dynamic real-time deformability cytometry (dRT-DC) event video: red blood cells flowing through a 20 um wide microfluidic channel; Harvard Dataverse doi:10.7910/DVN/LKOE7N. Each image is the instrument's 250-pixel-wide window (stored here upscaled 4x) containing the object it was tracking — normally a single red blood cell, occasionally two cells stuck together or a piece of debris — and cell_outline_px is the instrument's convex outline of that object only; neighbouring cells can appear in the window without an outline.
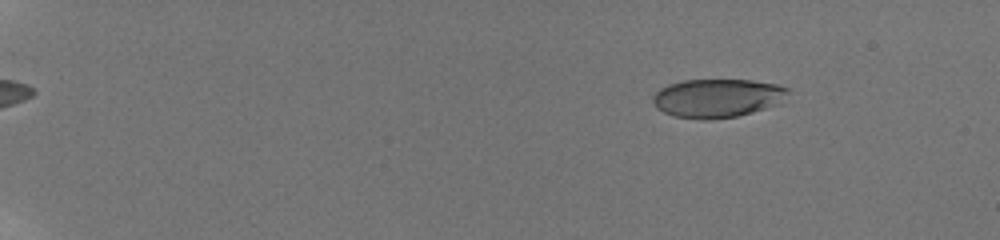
{"species": "human", "species_latin": "Homo sapiens", "temperature_condition": "room temperature", "stored_images_in_passage": 46, "camera_frame_rate_fps": 3000, "um_per_image_px": 0.085, "donor": {"sex": "male"}, "frame": {"image": 1, "passage_image": 9, "time_ms": 2.667, "image_size_px": [1000, 240], "cell_outline_px": [[788, 92], [780, 104], [752, 112], [736, 116], [712, 120], [700, 120], [672, 116], [656, 108], [652, 100], [652, 96], [660, 88], [668, 84], [684, 80], [752, 80], [780, 84], [788, 88]], "centroid_in_image_um": [60.96, 8.34], "position_along_channel_um": 24.0, "area_um2": 30.75}}
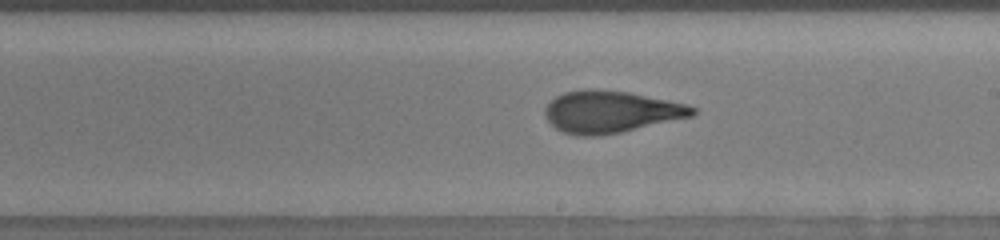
{"frame": {"image": 2, "passage_image": 38, "time_ms": 12.333, "image_size_px": [1000, 240], "cell_outline_px": [[696, 112], [692, 116], [620, 132], [600, 136], [576, 136], [564, 132], [556, 128], [544, 116], [544, 108], [556, 96], [564, 92], [584, 88], [588, 88], [628, 92], [688, 104], [696, 108]], "centroid_in_image_um": [51.88, 9.5], "position_along_channel_um": 237.1, "area_um2": 36.01}}
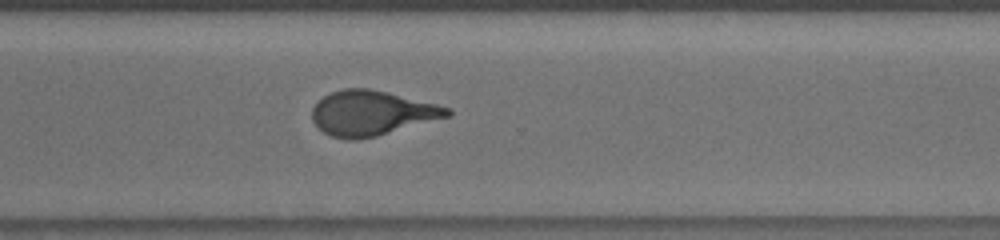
{"frame": {"image": 3, "passage_image": 46, "time_ms": 15.0, "image_size_px": [1000, 240], "cell_outline_px": [[452, 116], [376, 136], [360, 140], [352, 140], [332, 136], [324, 132], [312, 120], [312, 108], [324, 96], [332, 92], [344, 88], [368, 88], [436, 104], [448, 108], [452, 112]], "centroid_in_image_um": [31.6, 9.62], "position_along_channel_um": 339.0, "area_um2": 34.97}}